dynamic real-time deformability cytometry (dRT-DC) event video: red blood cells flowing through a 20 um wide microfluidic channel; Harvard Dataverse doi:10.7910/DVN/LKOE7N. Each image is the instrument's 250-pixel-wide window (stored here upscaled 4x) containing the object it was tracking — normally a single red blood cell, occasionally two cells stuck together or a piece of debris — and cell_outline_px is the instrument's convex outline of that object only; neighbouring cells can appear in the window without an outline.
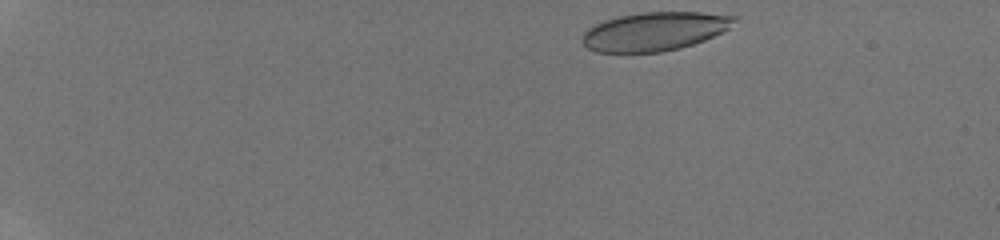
{"species": "human", "species_latin": "Homo sapiens", "temperature_condition": "room temperature", "stored_images_in_passage": 43, "camera_frame_rate_fps": 3000, "um_per_image_px": 0.085, "donor": {"sex": "male"}, "frame": {"image": 1, "passage_image": 1, "time_ms": 0.0, "image_size_px": [1000, 240], "cell_outline_px": [[736, 20], [728, 28], [704, 40], [680, 48], [660, 52], [596, 52], [588, 48], [580, 40], [580, 36], [588, 28], [604, 20], [620, 16], [644, 12], [704, 12], [736, 16]], "centroid_in_image_um": [55.6, 2.66], "position_along_channel_um": 29.4, "area_um2": 34.04}}
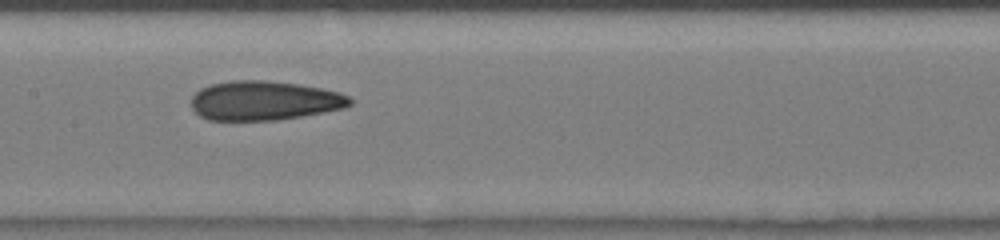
{"frame": {"image": 2, "passage_image": 21, "time_ms": 6.667, "image_size_px": [1000, 240], "cell_outline_px": [[352, 104], [344, 108], [324, 112], [276, 120], [208, 120], [200, 116], [192, 108], [192, 96], [200, 88], [212, 84], [232, 80], [264, 80], [296, 84], [320, 88], [340, 92], [348, 96], [352, 100]], "centroid_in_image_um": [22.45, 8.55], "position_along_channel_um": 184.9, "area_um2": 36.24}}
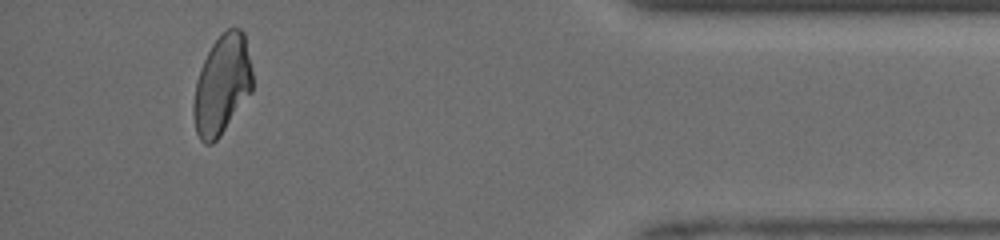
{"frame": {"image": 3, "passage_image": 40, "time_ms": 13.0, "image_size_px": [1000, 240], "cell_outline_px": [[252, 92], [220, 136], [212, 144], [204, 144], [200, 140], [196, 132], [192, 112], [192, 104], [196, 80], [200, 68], [212, 44], [228, 28], [240, 28], [244, 32], [252, 68]], "centroid_in_image_um": [18.86, 7.23], "position_along_channel_um": 416.3, "area_um2": 34.33}, "authors_computed_cell_mechanics": {"area_um2": 35.7204, "velocity_mm_per_s": 4.243, "shape_relaxation_time_tau1_ms": 8.6318, "shape_relaxation_time_tau2_ms": 1.9416, "deformation_change_tau1": 0.1936, "deformation_change_tau2": 0.0835}}